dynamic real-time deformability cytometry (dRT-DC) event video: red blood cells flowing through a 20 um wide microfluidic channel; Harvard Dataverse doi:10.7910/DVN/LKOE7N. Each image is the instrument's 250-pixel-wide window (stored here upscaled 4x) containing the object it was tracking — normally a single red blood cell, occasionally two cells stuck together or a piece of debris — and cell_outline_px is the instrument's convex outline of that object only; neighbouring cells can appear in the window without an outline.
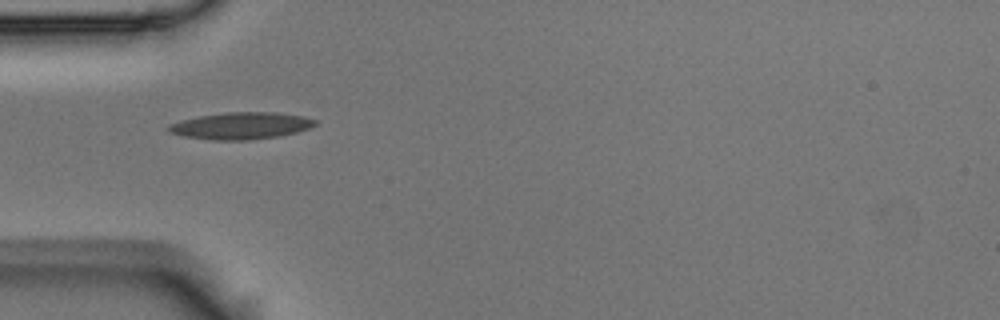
{"species": "Egyptian fruit bat (a non-hibernating species)", "species_latin": "Rousettus aegyptiacus", "temperature_condition": "room temperature", "stored_images_in_passage": 7, "camera_frame_rate_fps": 3000, "um_per_image_px": 0.085, "animal": {"sex": "male"}, "frame": {"image": 1, "passage_image": 1, "time_ms": 0.0, "image_size_px": [1000, 320], "cell_outline_px": [[316, 124], [308, 128], [296, 132], [280, 136], [248, 140], [212, 140], [184, 136], [168, 132], [164, 128], [168, 124], [200, 116], [228, 112], [276, 112], [300, 116], [316, 120]], "centroid_in_image_um": [20.44, 10.69], "position_along_channel_um": 64.6, "area_um2": 22.83}}
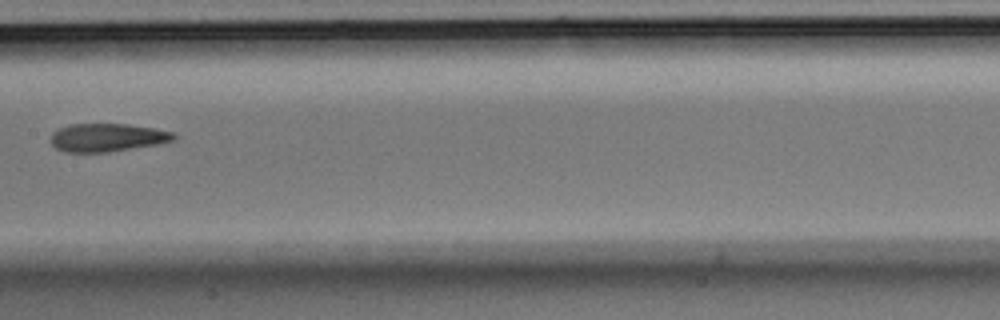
{"frame": {"image": 2, "passage_image": 4, "time_ms": 1.0, "image_size_px": [1000, 320], "cell_outline_px": [[176, 140], [156, 144], [108, 152], [64, 152], [56, 148], [52, 144], [52, 132], [60, 128], [72, 124], [128, 124], [156, 128], [172, 132], [176, 136]], "centroid_in_image_um": [9.13, 11.68], "position_along_channel_um": 198.3, "area_um2": 20.06}}
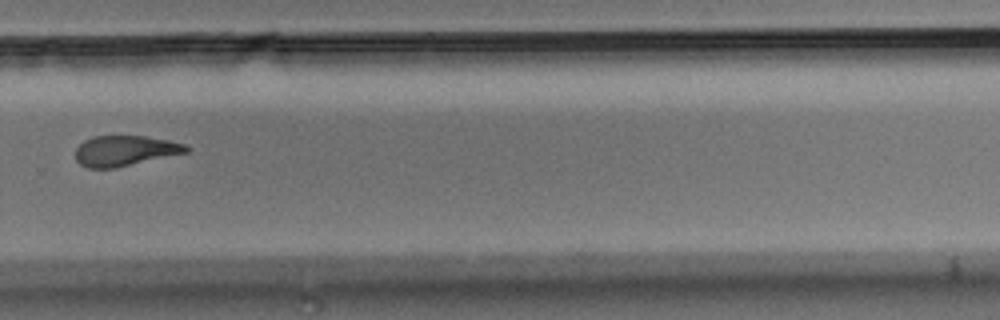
{"frame": {"image": 3, "passage_image": 7, "time_ms": 2.0, "image_size_px": [1000, 320], "cell_outline_px": [[188, 152], [116, 168], [88, 168], [80, 164], [76, 160], [76, 148], [84, 140], [96, 136], [144, 136], [168, 140], [184, 144], [188, 148]], "centroid_in_image_um": [10.6, 12.82], "position_along_channel_um": 319.2, "area_um2": 19.48}}